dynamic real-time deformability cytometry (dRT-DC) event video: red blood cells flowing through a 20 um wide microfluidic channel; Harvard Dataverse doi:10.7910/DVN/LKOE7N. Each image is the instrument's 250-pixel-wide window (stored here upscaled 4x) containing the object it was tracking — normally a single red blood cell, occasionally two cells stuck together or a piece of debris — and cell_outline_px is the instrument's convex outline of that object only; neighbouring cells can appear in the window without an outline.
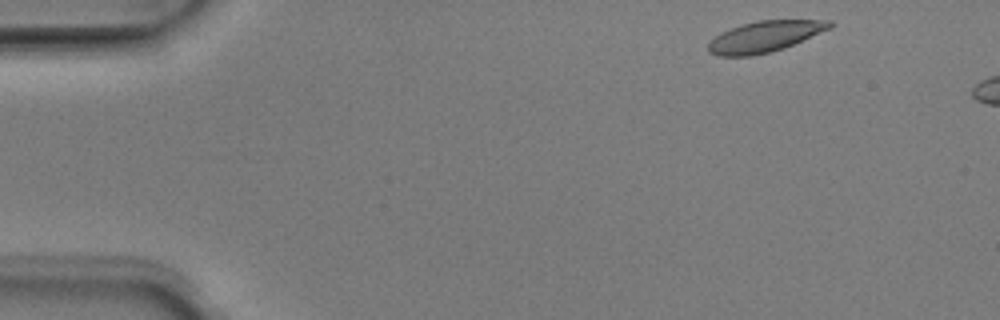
{"species": "Egyptian fruit bat (a non-hibernating species)", "species_latin": "Rousettus aegyptiacus", "temperature_condition": "room temperature", "stored_images_in_passage": 10, "camera_frame_rate_fps": 3000, "um_per_image_px": 0.085, "animal": {"sex": "male"}, "frame": {"image": 1, "passage_image": 2, "time_ms": 0.333, "image_size_px": [1000, 320], "cell_outline_px": [[832, 28], [784, 48], [752, 56], [716, 56], [708, 52], [708, 44], [720, 32], [744, 24], [760, 20], [832, 20]], "centroid_in_image_um": [65.01, 3.11], "position_along_channel_um": 20.0, "area_um2": 21.79}}